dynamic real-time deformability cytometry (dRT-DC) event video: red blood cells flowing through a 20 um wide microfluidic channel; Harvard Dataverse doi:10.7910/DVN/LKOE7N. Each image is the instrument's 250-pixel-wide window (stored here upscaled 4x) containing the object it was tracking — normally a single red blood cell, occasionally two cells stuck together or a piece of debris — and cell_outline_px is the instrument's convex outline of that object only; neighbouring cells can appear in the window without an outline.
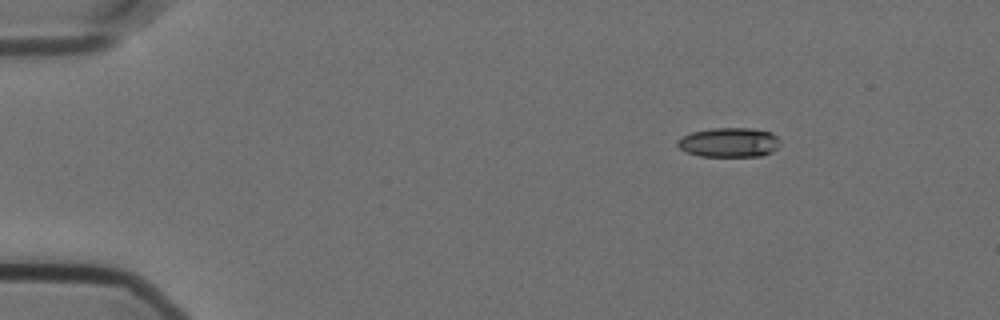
{"species": "Egyptian fruit bat (a non-hibernating species)", "species_latin": "Rousettus aegyptiacus", "temperature_condition": "cold", "stored_images_in_passage": 50, "camera_frame_rate_fps": 3000, "um_per_image_px": 0.085, "animal": {"sex": "female"}, "frame": {"image": 1, "passage_image": 1, "time_ms": 0.0, "image_size_px": [1000, 320], "cell_outline_px": [[780, 140], [776, 148], [772, 152], [764, 156], [700, 156], [688, 152], [680, 148], [676, 144], [676, 140], [692, 132], [712, 128], [752, 128], [772, 132]], "centroid_in_image_um": [61.99, 12.1], "position_along_channel_um": 23.0, "area_um2": 17.63}}
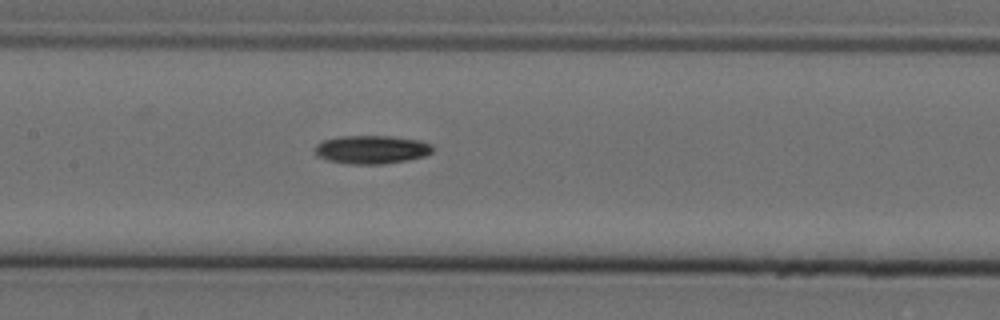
{"frame": {"image": 2, "passage_image": 21, "time_ms": 6.667, "image_size_px": [1000, 320], "cell_outline_px": [[436, 148], [432, 152], [424, 156], [408, 160], [384, 164], [348, 164], [328, 160], [316, 156], [316, 144], [324, 140], [340, 136], [392, 136], [420, 140], [432, 144]], "centroid_in_image_um": [31.63, 12.71], "position_along_channel_um": 175.8, "area_um2": 19.65}}
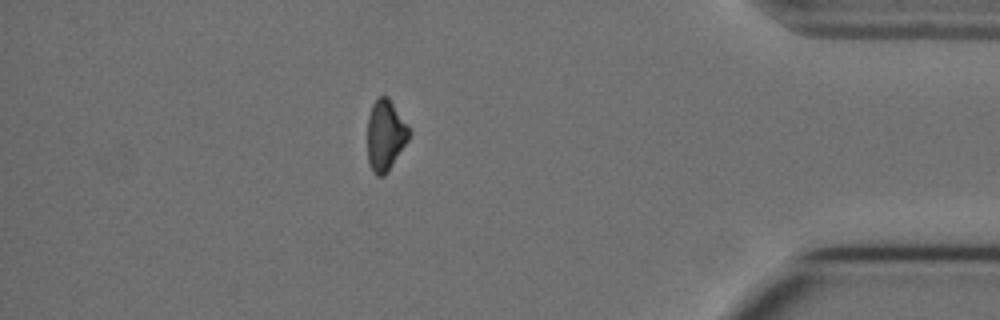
{"frame": {"image": 3, "passage_image": 43, "time_ms": 14.0, "image_size_px": [1000, 320], "cell_outline_px": [[412, 132], [408, 140], [388, 172], [384, 176], [376, 176], [372, 172], [368, 164], [368, 116], [372, 104], [380, 96], [388, 96], [408, 124]], "centroid_in_image_um": [32.77, 11.51], "position_along_channel_um": 402.4, "area_um2": 17.46}, "authors_computed_cell_mechanics": {"area_um2": 18.5827, "velocity_mm_per_s": 3.5835, "shape_relaxation_time_tau1_ms": 11.1475, "shape_relaxation_time_tau2_ms": null, "deformation_change_tau1": 0.2119, "deformation_change_tau2": null}}